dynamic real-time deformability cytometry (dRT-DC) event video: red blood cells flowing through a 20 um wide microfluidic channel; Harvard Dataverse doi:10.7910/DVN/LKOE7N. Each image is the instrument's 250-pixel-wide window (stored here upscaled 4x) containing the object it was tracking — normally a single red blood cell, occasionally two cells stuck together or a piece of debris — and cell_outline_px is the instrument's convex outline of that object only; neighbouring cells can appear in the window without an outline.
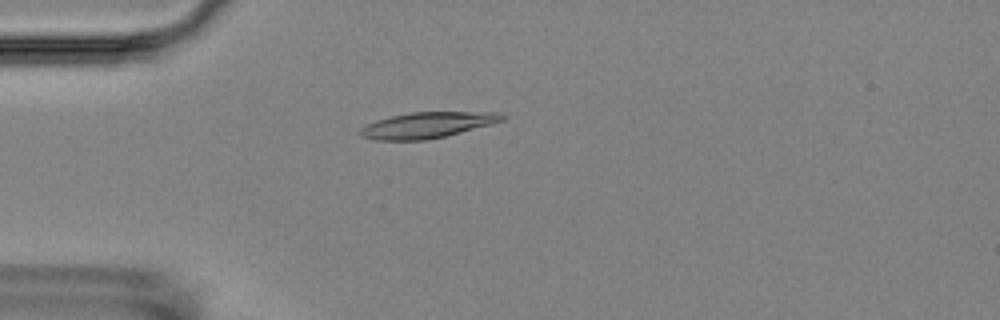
{"species": "Egyptian fruit bat (a non-hibernating species)", "species_latin": "Rousettus aegyptiacus", "temperature_condition": "room temperature", "stored_images_in_passage": 7, "camera_frame_rate_fps": 3000, "um_per_image_px": 0.085, "animal": {"sex": "female"}, "frame": {"image": 1, "passage_image": 4, "time_ms": 4.333, "image_size_px": [1000, 320], "cell_outline_px": [[508, 116], [504, 120], [492, 124], [428, 140], [376, 140], [360, 136], [356, 132], [360, 128], [376, 120], [408, 112], [500, 112]], "centroid_in_image_um": [36.31, 10.63], "position_along_channel_um": 48.7, "area_um2": 21.5}}
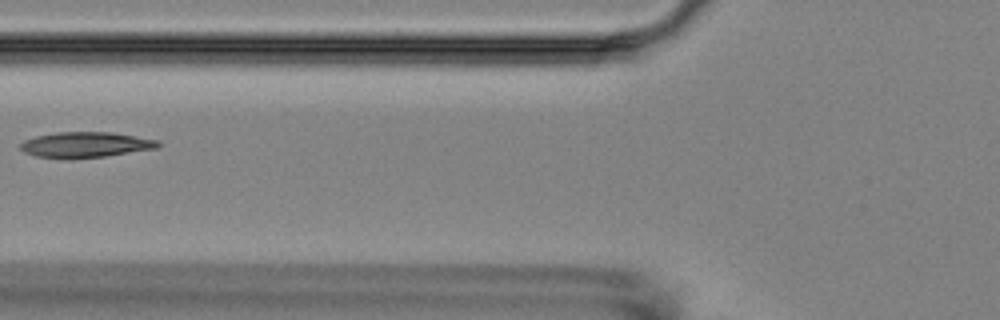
{"frame": {"image": 2, "passage_image": 6, "time_ms": 6.667, "image_size_px": [1000, 320], "cell_outline_px": [[160, 144], [156, 148], [104, 156], [68, 160], [36, 156], [24, 152], [20, 148], [20, 144], [24, 140], [36, 136], [56, 132], [112, 132], [160, 140]], "centroid_in_image_um": [7.24, 12.31], "position_along_channel_um": 118.6, "area_um2": 20.63}}
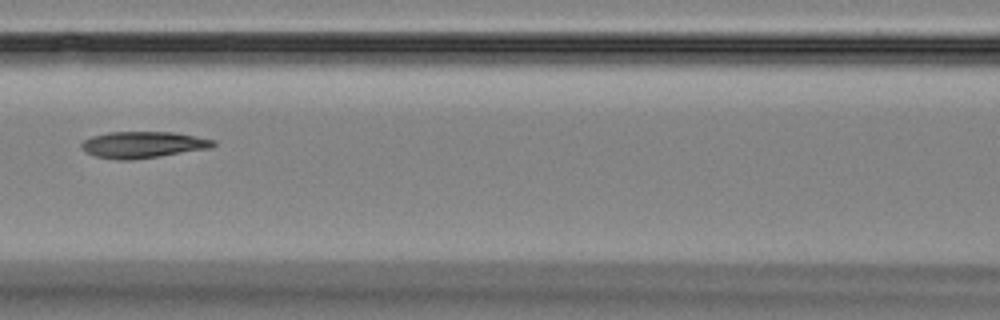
{"frame": {"image": 3, "passage_image": 7, "time_ms": 7.667, "image_size_px": [1000, 320], "cell_outline_px": [[216, 144], [212, 148], [160, 156], [132, 160], [120, 160], [96, 156], [88, 152], [80, 144], [84, 140], [92, 136], [108, 132], [172, 132], [196, 136], [216, 140]], "centroid_in_image_um": [12.21, 12.29], "position_along_channel_um": 154.4, "area_um2": 20.23}}